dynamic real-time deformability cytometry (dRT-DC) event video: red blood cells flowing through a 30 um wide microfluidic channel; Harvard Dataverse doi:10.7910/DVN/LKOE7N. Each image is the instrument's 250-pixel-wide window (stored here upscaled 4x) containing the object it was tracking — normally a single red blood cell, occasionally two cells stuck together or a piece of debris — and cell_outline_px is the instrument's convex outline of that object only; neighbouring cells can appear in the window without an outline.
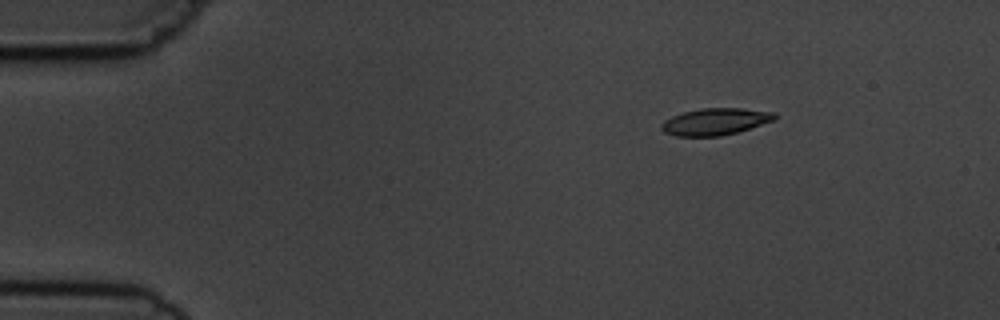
{"species": "common noctule bat (a hibernating species)", "species_latin": "Nyctalus noctula", "temperature_condition": "cold", "stored_images_in_passage": 6, "camera_frame_rate_fps": 3000, "um_per_image_px": 0.085, "animal": {"sex": "male", "body_mass_g": 19.5, "forearm_length_mm": 54.6}, "frame": {"image": 1, "passage_image": 3, "time_ms": 2.333, "image_size_px": [1000, 320], "cell_outline_px": [[776, 120], [736, 132], [720, 136], [676, 136], [664, 132], [660, 128], [660, 124], [664, 120], [672, 116], [684, 112], [700, 108], [740, 108], [776, 112]], "centroid_in_image_um": [60.79, 10.33], "position_along_channel_um": 24.2, "area_um2": 17.74}}
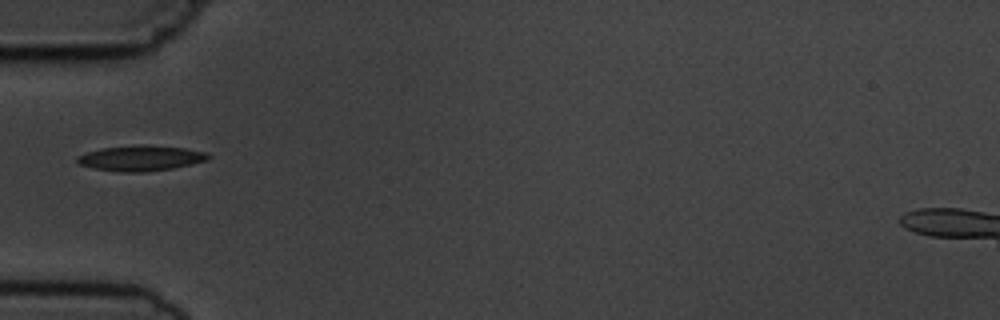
{"frame": {"image": 2, "passage_image": 6, "time_ms": 5.667, "image_size_px": [1000, 320], "cell_outline_px": [[212, 156], [208, 160], [192, 164], [172, 168], [144, 172], [120, 172], [92, 168], [80, 164], [76, 160], [76, 156], [88, 152], [104, 148], [140, 144], [148, 144], [184, 148], [208, 152]], "centroid_in_image_um": [12.01, 13.44], "position_along_channel_um": 73.0, "area_um2": 19.54}}